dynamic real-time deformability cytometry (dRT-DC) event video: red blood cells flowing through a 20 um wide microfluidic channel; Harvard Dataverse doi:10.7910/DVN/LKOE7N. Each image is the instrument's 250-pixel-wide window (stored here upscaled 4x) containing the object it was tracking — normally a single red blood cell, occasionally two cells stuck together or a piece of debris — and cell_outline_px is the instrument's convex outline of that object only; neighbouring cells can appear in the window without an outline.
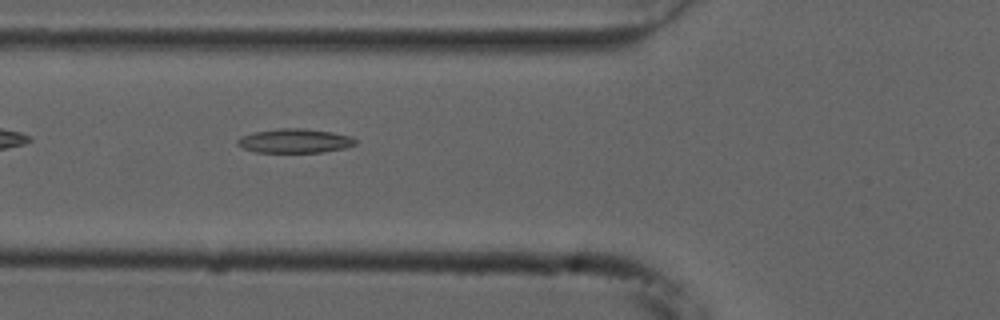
{"species": "common noctule bat (a hibernating species)", "species_latin": "Nyctalus noctula", "temperature_condition": "cold", "stored_images_in_passage": 38, "camera_frame_rate_fps": 3000, "um_per_image_px": 0.085, "animal": {"sex": "male", "forearm_length_mm": 52.5}, "frame": {"image": 1, "passage_image": 4, "time_ms": 1.0, "image_size_px": [1000, 320], "cell_outline_px": [[356, 144], [344, 148], [324, 152], [256, 152], [244, 148], [236, 144], [236, 140], [240, 136], [252, 132], [280, 128], [304, 128], [332, 132], [352, 136], [356, 140]], "centroid_in_image_um": [25.04, 11.96], "position_along_channel_um": 100.8, "area_um2": 16.7}}
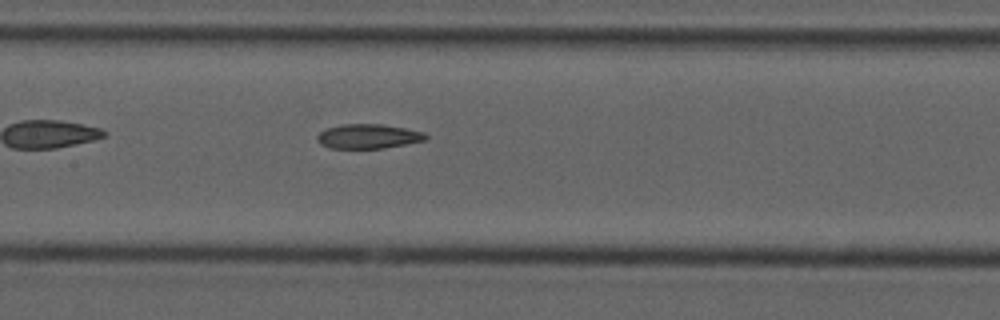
{"frame": {"image": 2, "passage_image": 10, "time_ms": 3.0, "image_size_px": [1000, 320], "cell_outline_px": [[428, 136], [424, 140], [384, 148], [332, 148], [320, 144], [316, 140], [316, 136], [324, 128], [344, 124], [380, 124], [404, 128], [424, 132]], "centroid_in_image_um": [31.25, 11.58], "position_along_channel_um": 176.2, "area_um2": 15.37}}
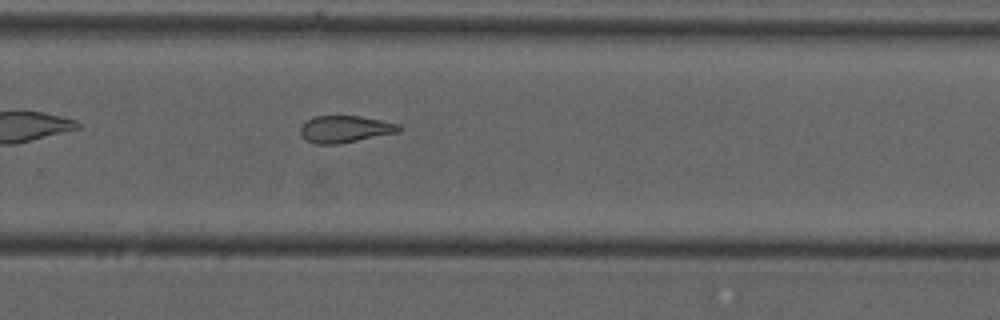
{"frame": {"image": 3, "passage_image": 20, "time_ms": 6.333, "image_size_px": [1000, 320], "cell_outline_px": [[404, 128], [400, 132], [336, 144], [316, 144], [308, 140], [300, 132], [300, 124], [312, 116], [360, 116], [400, 124]], "centroid_in_image_um": [29.34, 10.96], "position_along_channel_um": 300.5, "area_um2": 15.49}, "authors_computed_cell_mechanics": {"area_um2": 16.3574, "velocity_mm_per_s": 3.7449, "shape_relaxation_time_tau1_ms": null, "shape_relaxation_time_tau2_ms": 4.5971, "deformation_change_tau1": null, "deformation_change_tau2": 0.1193}}